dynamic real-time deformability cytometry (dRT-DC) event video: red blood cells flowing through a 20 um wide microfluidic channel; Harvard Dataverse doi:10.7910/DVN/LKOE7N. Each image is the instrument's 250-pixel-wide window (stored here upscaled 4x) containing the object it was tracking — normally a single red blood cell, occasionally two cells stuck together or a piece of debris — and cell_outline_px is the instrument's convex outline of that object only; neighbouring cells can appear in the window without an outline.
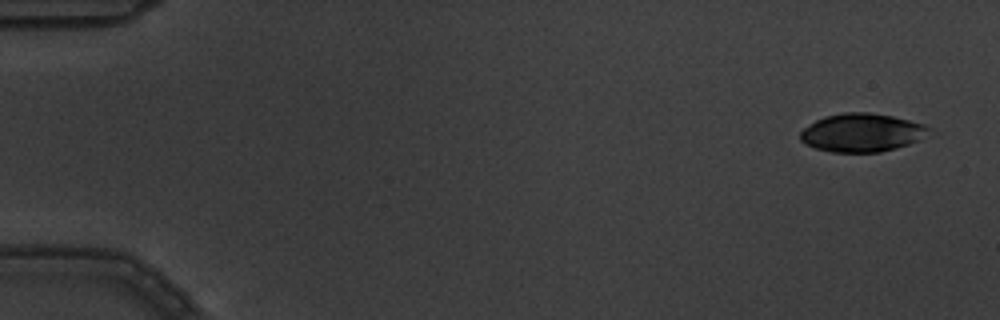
{"species": "common noctule bat (a hibernating species)", "species_latin": "Nyctalus noctula", "temperature_condition": "warm", "stored_images_in_passage": 5, "camera_frame_rate_fps": 3000, "um_per_image_px": 0.085, "animal": {"sex": "male", "body_mass_g": 19.5, "forearm_length_mm": 54.6}, "frame": {"image": 1, "passage_image": 1, "time_ms": 0.0, "image_size_px": [1000, 320], "cell_outline_px": [[932, 128], [916, 140], [908, 144], [896, 148], [880, 152], [832, 152], [816, 148], [800, 140], [800, 132], [804, 128], [816, 120], [824, 116], [844, 112], [868, 112], [892, 116], [924, 124]], "centroid_in_image_um": [73.22, 11.26], "position_along_channel_um": 11.8, "area_um2": 28.38}}